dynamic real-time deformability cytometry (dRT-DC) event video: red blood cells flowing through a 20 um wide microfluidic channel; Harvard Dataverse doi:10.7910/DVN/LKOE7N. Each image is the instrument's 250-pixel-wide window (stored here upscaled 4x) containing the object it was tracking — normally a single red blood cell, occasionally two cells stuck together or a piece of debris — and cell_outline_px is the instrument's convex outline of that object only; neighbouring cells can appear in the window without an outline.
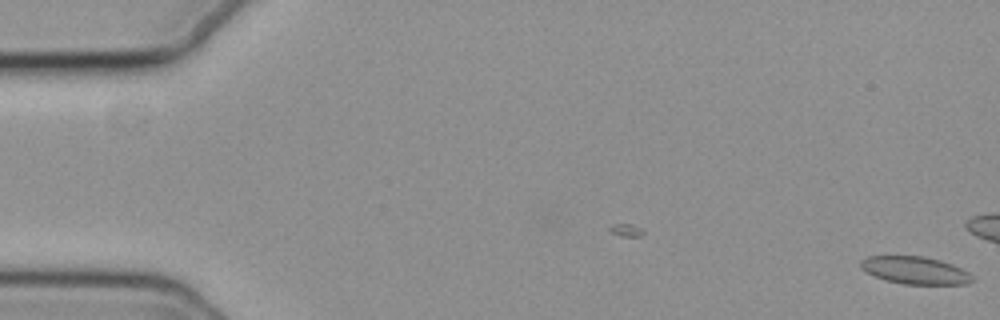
{"species": "common noctule bat (a hibernating species)", "species_latin": "Nyctalus noctula", "temperature_condition": "cold", "stored_images_in_passage": 18, "camera_frame_rate_fps": 3000, "um_per_image_px": 0.085, "animal": {"sex": "female", "body_mass_g": 19.3, "forearm_length_mm": 54.1}, "frame": {"image": 1, "passage_image": 1, "time_ms": 0.0, "image_size_px": [1000, 320], "cell_outline_px": [[976, 280], [968, 284], [904, 284], [884, 280], [860, 268], [860, 260], [868, 256], [924, 256], [940, 260], [952, 264], [968, 272]], "centroid_in_image_um": [77.8, 22.98], "position_along_channel_um": 7.2, "area_um2": 17.92}}